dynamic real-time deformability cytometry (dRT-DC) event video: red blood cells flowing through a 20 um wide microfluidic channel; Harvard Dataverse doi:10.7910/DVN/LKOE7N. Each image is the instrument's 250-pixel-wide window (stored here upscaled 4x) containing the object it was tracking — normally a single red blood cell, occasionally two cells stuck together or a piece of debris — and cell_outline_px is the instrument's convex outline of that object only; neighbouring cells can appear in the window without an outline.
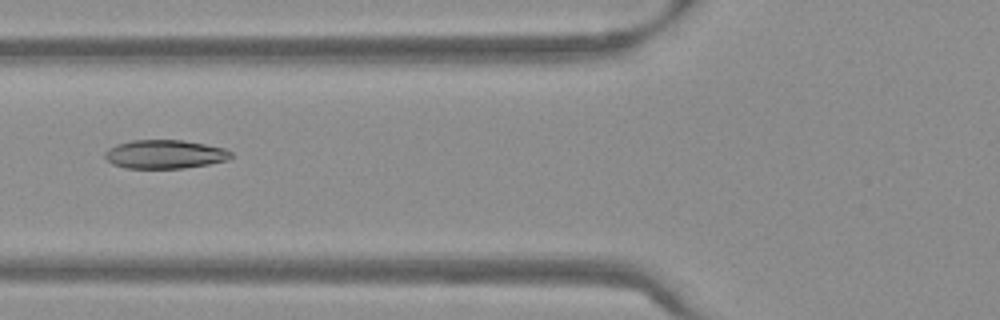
{"species": "Egyptian fruit bat (a non-hibernating species)", "species_latin": "Rousettus aegyptiacus", "temperature_condition": "warm", "stored_images_in_passage": 44, "camera_frame_rate_fps": 3000, "um_per_image_px": 0.085, "frame": {"image": 1, "passage_image": 11, "time_ms": 3.333, "image_size_px": [1000, 320], "cell_outline_px": [[232, 156], [228, 160], [208, 164], [184, 168], [124, 168], [112, 164], [104, 156], [104, 152], [108, 148], [116, 144], [132, 140], [184, 140], [224, 148], [232, 152]], "centroid_in_image_um": [13.99, 13.11], "position_along_channel_um": 111.8, "area_um2": 21.15}}
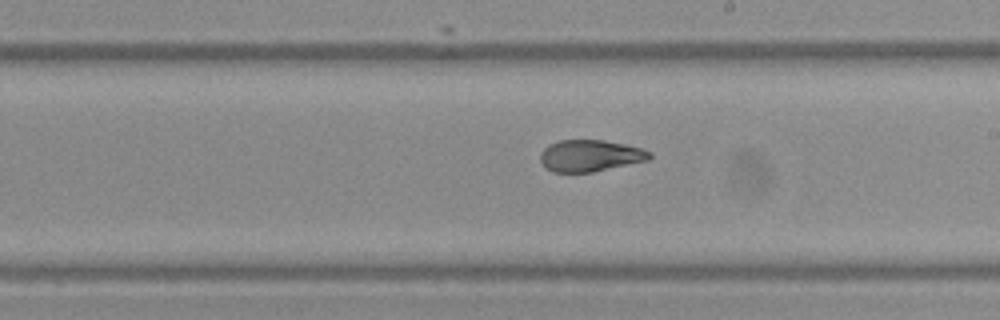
{"frame": {"image": 2, "passage_image": 21, "time_ms": 6.667, "image_size_px": [1000, 320], "cell_outline_px": [[652, 156], [648, 160], [592, 172], [552, 172], [540, 160], [540, 152], [548, 144], [560, 140], [604, 140], [624, 144], [640, 148], [652, 152]], "centroid_in_image_um": [50.15, 13.22], "position_along_channel_um": 238.8, "area_um2": 20.06}}
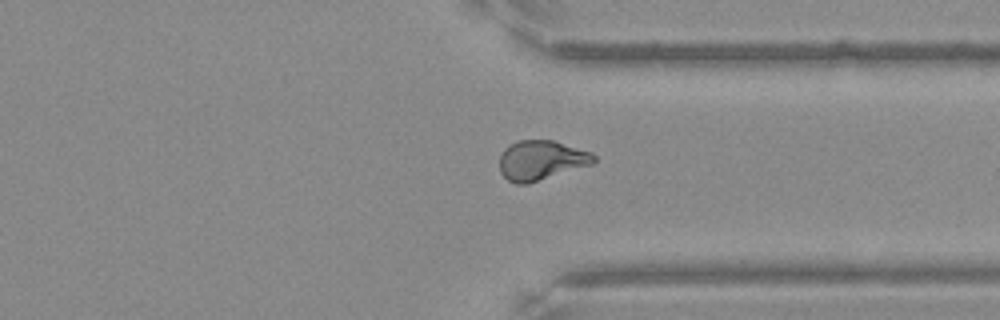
{"frame": {"image": 3, "passage_image": 31, "time_ms": 10.0, "image_size_px": [1000, 320], "cell_outline_px": [[596, 160], [592, 164], [528, 184], [516, 184], [508, 180], [500, 172], [500, 156], [504, 148], [508, 144], [516, 140], [552, 140], [592, 152], [596, 156]], "centroid_in_image_um": [45.99, 13.61], "position_along_channel_um": 365.4, "area_um2": 21.91}, "authors_computed_cell_mechanics": {"area_um2": 21.1259, "velocity_mm_per_s": 3.8084, "shape_relaxation_time_tau1_ms": null, "shape_relaxation_time_tau2_ms": 1.36, "deformation_change_tau1": null, "deformation_change_tau2": 0.0661}}